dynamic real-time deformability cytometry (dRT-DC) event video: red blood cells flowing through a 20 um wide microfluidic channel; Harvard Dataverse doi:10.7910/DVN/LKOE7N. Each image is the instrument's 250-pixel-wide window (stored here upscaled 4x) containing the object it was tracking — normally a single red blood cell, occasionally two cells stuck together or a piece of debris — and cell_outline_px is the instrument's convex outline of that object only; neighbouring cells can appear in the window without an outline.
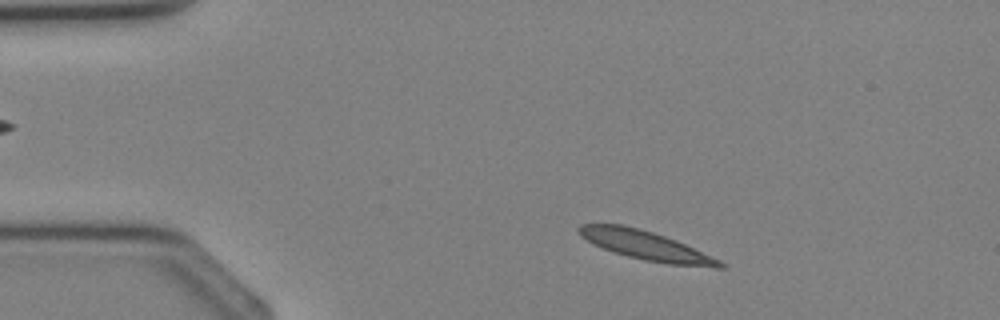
{"species": "Egyptian fruit bat (a non-hibernating species)", "species_latin": "Rousettus aegyptiacus", "temperature_condition": "cold", "stored_images_in_passage": 33, "camera_frame_rate_fps": 3000, "um_per_image_px": 0.085, "animal": {"sex": "female"}, "frame": {"image": 1, "passage_image": 3, "time_ms": 0.667, "image_size_px": [1000, 320], "cell_outline_px": [[728, 268], [716, 268], [668, 264], [644, 260], [612, 252], [592, 244], [580, 236], [576, 228], [580, 224], [624, 224], [640, 228], [676, 240], [712, 256], [728, 264]], "centroid_in_image_um": [54.91, 20.87], "position_along_channel_um": 30.1, "area_um2": 24.16}}
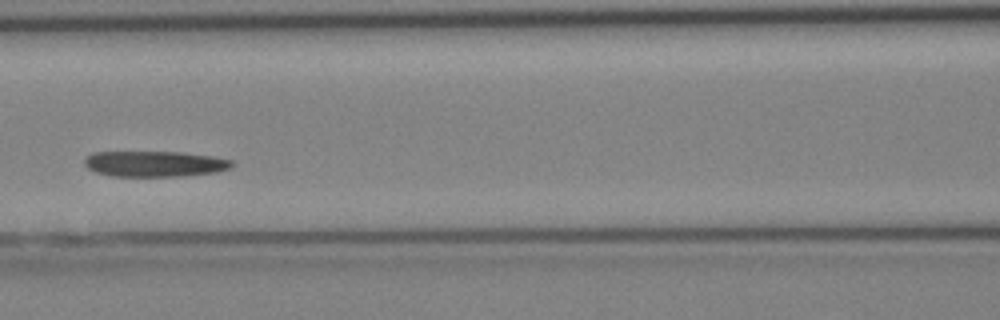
{"frame": {"image": 2, "passage_image": 13, "time_ms": 4.0, "image_size_px": [1000, 320], "cell_outline_px": [[236, 164], [232, 168], [216, 172], [184, 176], [112, 176], [96, 172], [88, 168], [84, 164], [84, 160], [92, 152], [180, 152], [212, 156], [232, 160]], "centroid_in_image_um": [13.19, 13.93], "position_along_channel_um": 153.4, "area_um2": 22.2}}
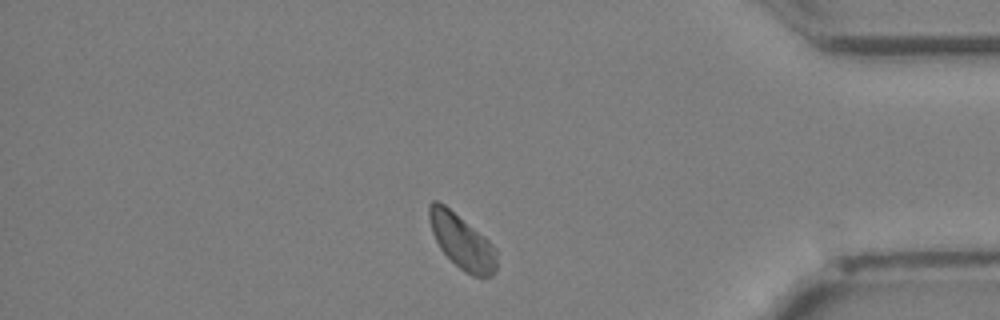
{"frame": {"image": 3, "passage_image": 28, "time_ms": 9.0, "image_size_px": [1000, 320], "cell_outline_px": [[496, 272], [492, 276], [472, 276], [460, 268], [440, 248], [432, 232], [428, 216], [428, 204], [432, 200], [436, 200], [444, 204], [484, 236], [496, 248]], "centroid_in_image_um": [39.25, 20.52], "position_along_channel_um": 395.9, "area_um2": 21.15}}